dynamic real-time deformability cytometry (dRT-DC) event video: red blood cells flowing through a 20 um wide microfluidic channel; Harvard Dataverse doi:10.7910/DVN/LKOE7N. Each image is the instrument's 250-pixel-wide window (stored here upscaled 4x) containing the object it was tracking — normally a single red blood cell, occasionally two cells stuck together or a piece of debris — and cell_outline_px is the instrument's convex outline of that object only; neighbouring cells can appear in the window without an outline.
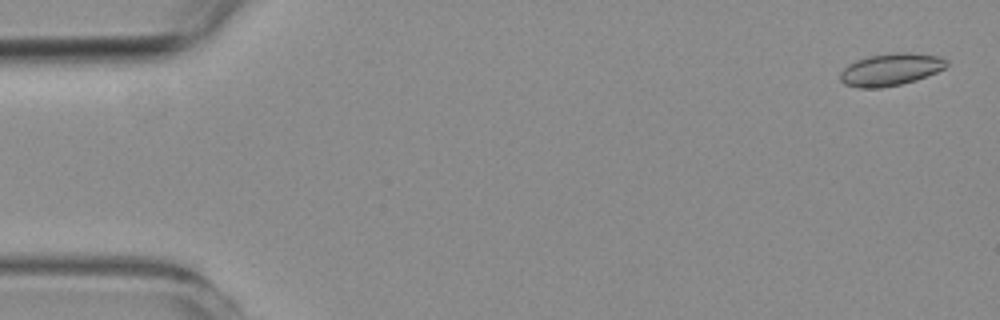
{"species": "common noctule bat (a hibernating species)", "species_latin": "Nyctalus noctula", "temperature_condition": "room temperature", "stored_images_in_passage": 55, "camera_frame_rate_fps": 3000, "um_per_image_px": 0.085, "animal": {"sex": "female", "body_mass_g": 19.3, "forearm_length_mm": 54.1}, "frame": {"image": 1, "passage_image": 2, "time_ms": 0.333, "image_size_px": [1000, 320], "cell_outline_px": [[948, 64], [944, 68], [936, 72], [916, 80], [900, 84], [880, 88], [860, 88], [844, 84], [840, 80], [840, 72], [848, 64], [856, 60], [868, 56], [936, 56], [948, 60]], "centroid_in_image_um": [75.62, 5.99], "position_along_channel_um": 9.4, "area_um2": 18.79}}
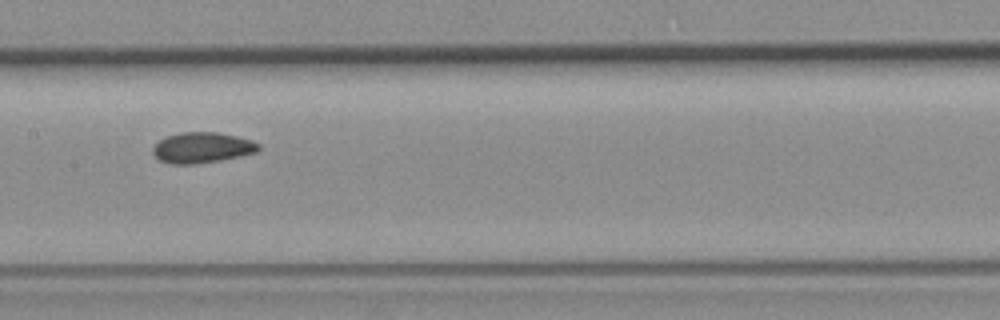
{"frame": {"image": 2, "passage_image": 27, "time_ms": 8.667, "image_size_px": [1000, 320], "cell_outline_px": [[260, 148], [256, 152], [240, 156], [220, 160], [192, 164], [168, 164], [160, 160], [152, 152], [152, 148], [160, 140], [168, 136], [180, 132], [216, 132], [236, 136], [252, 140], [260, 144]], "centroid_in_image_um": [17.18, 12.55], "position_along_channel_um": 190.2, "area_um2": 18.79}}
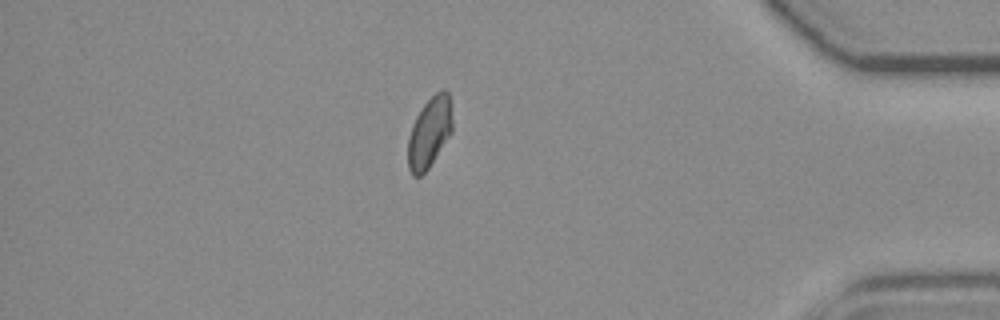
{"frame": {"image": 3, "passage_image": 47, "time_ms": 15.333, "image_size_px": [1000, 320], "cell_outline_px": [[452, 132], [428, 168], [420, 176], [412, 176], [408, 168], [408, 136], [412, 124], [416, 116], [424, 104], [436, 92], [444, 88], [448, 92], [452, 120]], "centroid_in_image_um": [36.49, 11.26], "position_along_channel_um": 398.7, "area_um2": 18.15}, "authors_computed_cell_mechanics": {"area_um2": 18.7272, "velocity_mm_per_s": 3.7369, "shape_relaxation_time_tau1_ms": 8.8769, "shape_relaxation_time_tau2_ms": 2.0929, "deformation_change_tau1": 0.115, "deformation_change_tau2": 0.0519}}